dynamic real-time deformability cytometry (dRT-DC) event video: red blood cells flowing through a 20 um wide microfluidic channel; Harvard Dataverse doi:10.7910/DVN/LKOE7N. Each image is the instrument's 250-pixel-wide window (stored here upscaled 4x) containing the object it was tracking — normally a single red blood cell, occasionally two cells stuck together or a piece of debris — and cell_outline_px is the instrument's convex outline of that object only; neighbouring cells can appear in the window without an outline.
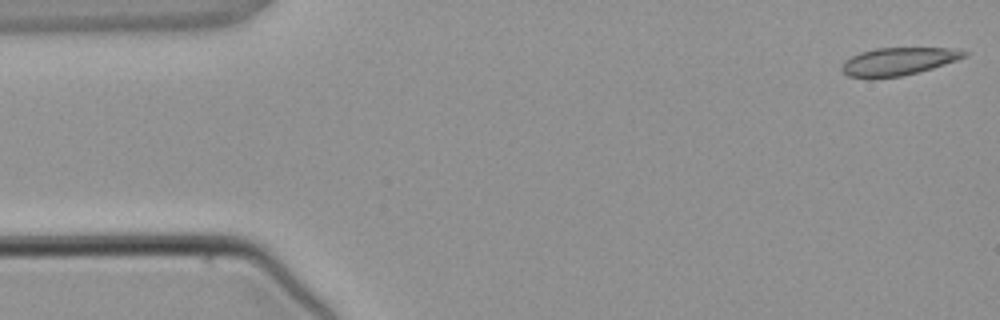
{"species": "common noctule bat (a hibernating species)", "species_latin": "Nyctalus noctula", "temperature_condition": "warm", "stored_images_in_passage": 3, "camera_frame_rate_fps": 3000, "um_per_image_px": 0.085, "animal": {"sex": "male", "body_mass_g": 21.5, "forearm_length_mm": 52.0}, "frame": {"image": 1, "passage_image": 1, "time_ms": 0.0, "image_size_px": [1000, 320], "cell_outline_px": [[968, 56], [932, 68], [900, 76], [868, 80], [848, 76], [840, 68], [844, 60], [860, 52], [876, 48], [948, 48], [968, 52]], "centroid_in_image_um": [76.28, 5.24], "position_along_channel_um": 8.7, "area_um2": 19.94}}